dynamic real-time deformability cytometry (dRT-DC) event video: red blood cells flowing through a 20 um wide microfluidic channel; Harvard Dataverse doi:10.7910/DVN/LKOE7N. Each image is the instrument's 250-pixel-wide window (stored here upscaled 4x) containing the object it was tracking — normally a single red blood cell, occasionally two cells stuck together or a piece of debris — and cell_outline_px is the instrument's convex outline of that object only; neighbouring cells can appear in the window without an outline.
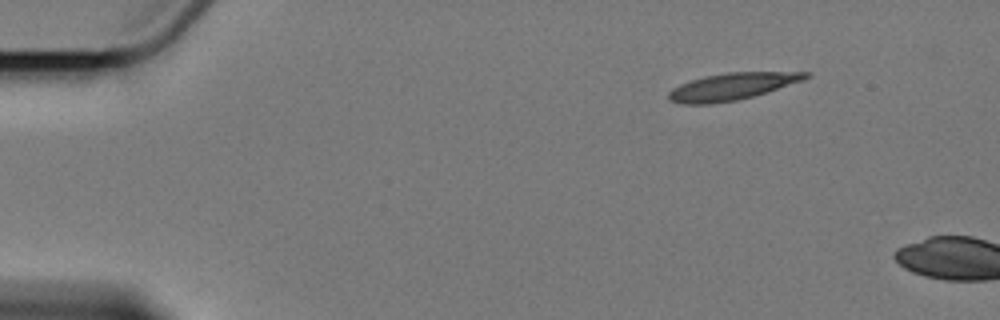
{"species": "Egyptian fruit bat (a non-hibernating species)", "species_latin": "Rousettus aegyptiacus", "temperature_condition": "cold", "stored_images_in_passage": 2, "camera_frame_rate_fps": 3000, "um_per_image_px": 0.085, "animal": {"sex": "female"}, "frame": {"image": 1, "passage_image": 1, "time_ms": 0.0, "image_size_px": [1000, 320], "cell_outline_px": [[812, 76], [804, 80], [752, 96], [736, 100], [708, 104], [680, 104], [668, 100], [668, 92], [672, 88], [680, 84], [704, 76], [728, 72], [812, 72]], "centroid_in_image_um": [62.2, 7.35], "position_along_channel_um": 22.8, "area_um2": 21.44}}